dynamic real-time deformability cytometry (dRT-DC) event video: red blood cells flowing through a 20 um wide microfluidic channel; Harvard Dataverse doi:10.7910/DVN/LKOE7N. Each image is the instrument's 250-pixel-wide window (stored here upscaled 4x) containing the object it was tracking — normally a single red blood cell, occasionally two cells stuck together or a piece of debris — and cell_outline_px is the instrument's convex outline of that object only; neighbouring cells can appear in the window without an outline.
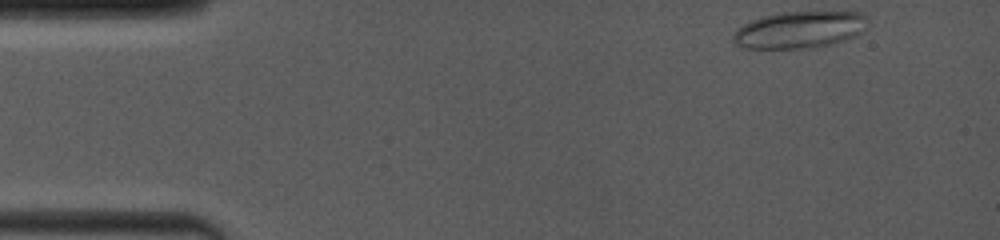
{"species": "common noctule bat (a hibernating species)", "species_latin": "Nyctalus noctula", "temperature_condition": "room temperature", "stored_images_in_passage": 36, "camera_frame_rate_fps": 4000, "um_per_image_px": 0.085, "animal": {"sex": "female", "body_mass_g": 19.0, "forearm_length_mm": 53.3}, "frame": {"image": 1, "passage_image": 1, "time_ms": 0.0, "image_size_px": [1000, 240], "cell_outline_px": [[868, 20], [864, 32], [856, 36], [832, 44], [816, 48], [744, 48], [736, 44], [732, 40], [732, 36], [736, 28], [752, 20], [764, 16], [780, 12], [864, 12], [868, 16]], "centroid_in_image_um": [68.0, 2.53], "position_along_channel_um": 17.0, "area_um2": 29.25}}
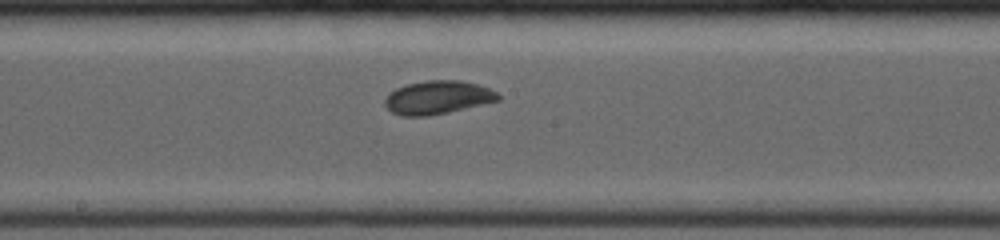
{"frame": {"image": 2, "passage_image": 17, "time_ms": 7.25, "image_size_px": [1000, 240], "cell_outline_px": [[500, 100], [448, 112], [428, 116], [404, 116], [392, 112], [384, 104], [384, 100], [388, 92], [396, 88], [408, 84], [424, 80], [460, 80], [476, 84], [488, 88], [496, 92], [500, 96]], "centroid_in_image_um": [37.17, 8.28], "position_along_channel_um": 211.0, "area_um2": 21.96}}
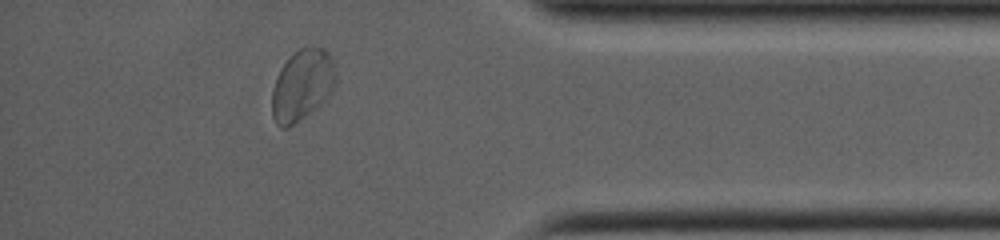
{"frame": {"image": 3, "passage_image": 31, "time_ms": 12.5, "image_size_px": [1000, 240], "cell_outline_px": [[336, 84], [332, 92], [316, 108], [288, 128], [280, 128], [276, 124], [272, 116], [272, 92], [280, 68], [304, 44], [324, 48], [328, 52], [332, 60], [336, 76]], "centroid_in_image_um": [25.7, 7.22], "position_along_channel_um": 409.5, "area_um2": 26.47}}